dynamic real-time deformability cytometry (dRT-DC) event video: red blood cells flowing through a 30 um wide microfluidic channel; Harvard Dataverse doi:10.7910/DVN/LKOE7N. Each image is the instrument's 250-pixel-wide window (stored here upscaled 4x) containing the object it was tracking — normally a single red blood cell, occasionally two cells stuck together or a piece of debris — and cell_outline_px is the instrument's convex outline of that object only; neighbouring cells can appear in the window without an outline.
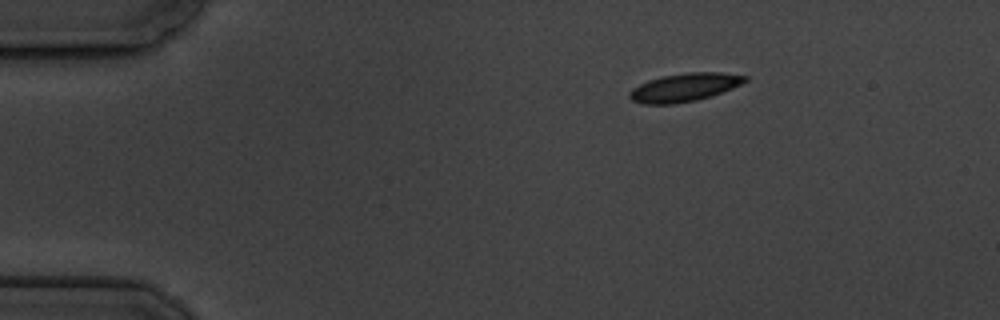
{"species": "common noctule bat (a hibernating species)", "species_latin": "Nyctalus noctula", "temperature_condition": "cold", "stored_images_in_passage": 3, "camera_frame_rate_fps": 3000, "um_per_image_px": 0.085, "animal": {"sex": "male", "body_mass_g": 19.5, "forearm_length_mm": 54.6}, "frame": {"image": 1, "passage_image": 1, "time_ms": 0.0, "image_size_px": [1000, 320], "cell_outline_px": [[748, 80], [732, 88], [696, 100], [676, 104], [644, 104], [632, 100], [628, 96], [628, 92], [632, 88], [648, 80], [664, 76], [688, 72], [720, 72], [748, 76]], "centroid_in_image_um": [58.15, 7.42], "position_along_channel_um": 26.9, "area_um2": 18.84}}